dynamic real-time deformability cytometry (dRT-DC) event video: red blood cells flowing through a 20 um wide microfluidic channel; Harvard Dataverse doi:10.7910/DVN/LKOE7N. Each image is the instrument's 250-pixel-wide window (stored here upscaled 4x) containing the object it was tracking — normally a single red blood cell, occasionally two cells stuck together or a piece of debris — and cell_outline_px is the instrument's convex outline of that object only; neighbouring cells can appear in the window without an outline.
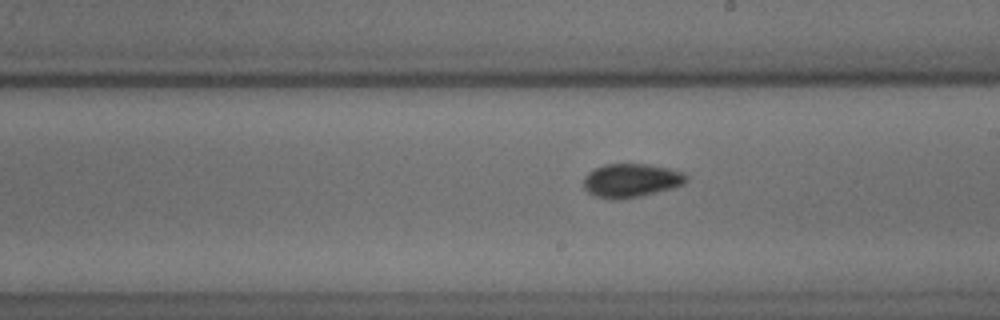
{"species": "common noctule bat (a hibernating species)", "species_latin": "Nyctalus noctula", "temperature_condition": "cold", "stored_images_in_passage": 37, "camera_frame_rate_fps": 3000, "um_per_image_px": 0.085, "animal": {"sex": "male", "body_mass_g": 18.8}, "frame": {"image": 1, "passage_image": 25, "time_ms": 8.0, "image_size_px": [1000, 320], "cell_outline_px": [[688, 180], [684, 184], [672, 188], [640, 196], [620, 200], [612, 200], [596, 196], [588, 192], [584, 188], [584, 176], [588, 172], [604, 164], [648, 164], [668, 168], [684, 172], [688, 176]], "centroid_in_image_um": [53.66, 15.34], "position_along_channel_um": 235.3, "area_um2": 20.29}}
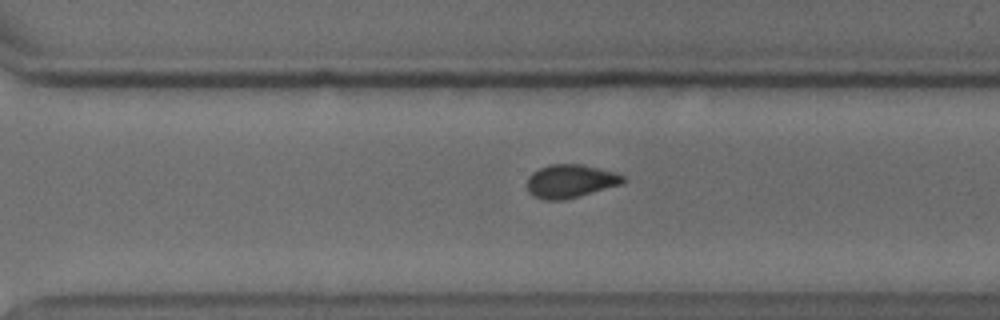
{"frame": {"image": 2, "passage_image": 32, "time_ms": 10.333, "image_size_px": [1000, 320], "cell_outline_px": [[624, 184], [580, 196], [564, 200], [544, 200], [532, 196], [528, 192], [528, 176], [532, 172], [548, 164], [580, 164], [616, 172], [624, 176]], "centroid_in_image_um": [48.49, 15.4], "position_along_channel_um": 322.1, "area_um2": 18.84}}
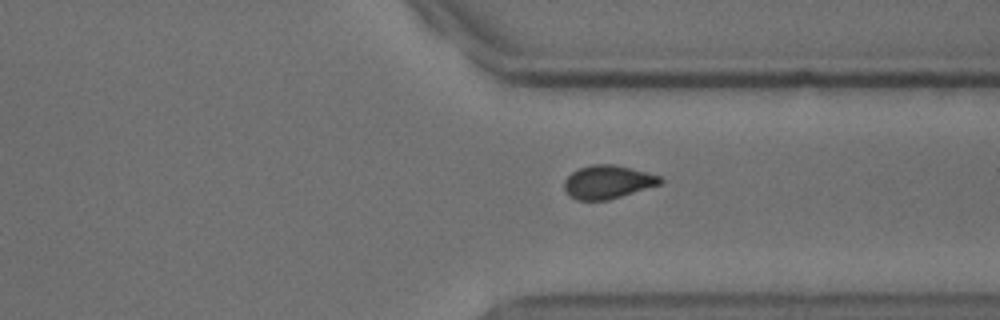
{"frame": {"image": 3, "passage_image": 35, "time_ms": 11.333, "image_size_px": [1000, 320], "cell_outline_px": [[664, 180], [660, 184], [608, 200], [576, 200], [564, 188], [564, 180], [572, 172], [580, 168], [592, 164], [612, 164], [660, 176]], "centroid_in_image_um": [51.64, 15.47], "position_along_channel_um": 359.8, "area_um2": 18.26}}